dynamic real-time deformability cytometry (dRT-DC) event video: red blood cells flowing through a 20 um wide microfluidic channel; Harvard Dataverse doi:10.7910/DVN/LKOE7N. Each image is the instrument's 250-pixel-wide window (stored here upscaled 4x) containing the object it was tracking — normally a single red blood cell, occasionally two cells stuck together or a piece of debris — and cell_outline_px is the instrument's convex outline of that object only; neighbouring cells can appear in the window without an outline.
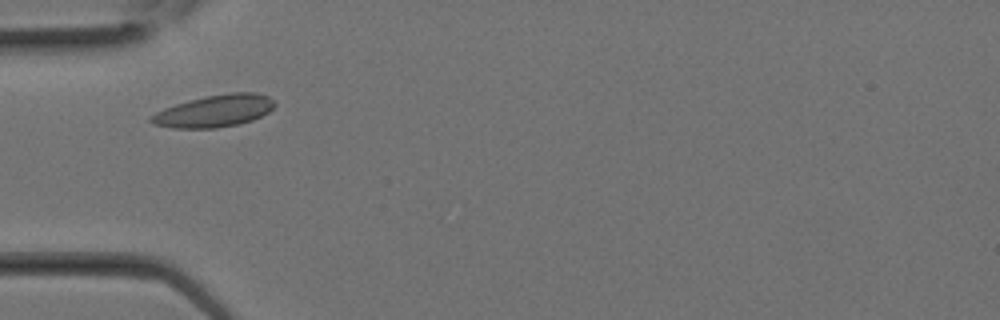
{"species": "Egyptian fruit bat (a non-hibernating species)", "species_latin": "Rousettus aegyptiacus", "temperature_condition": "room temperature", "stored_images_in_passage": 7, "camera_frame_rate_fps": 3000, "um_per_image_px": 0.085, "animal": {"sex": "female"}, "frame": {"image": 1, "passage_image": 4, "time_ms": 1.0, "image_size_px": [1000, 320], "cell_outline_px": [[276, 104], [268, 112], [252, 120], [236, 124], [216, 128], [172, 128], [152, 124], [148, 120], [148, 116], [164, 108], [176, 104], [204, 96], [232, 92], [256, 92], [268, 96], [276, 100]], "centroid_in_image_um": [18.21, 9.42], "position_along_channel_um": 66.8, "area_um2": 23.24}}
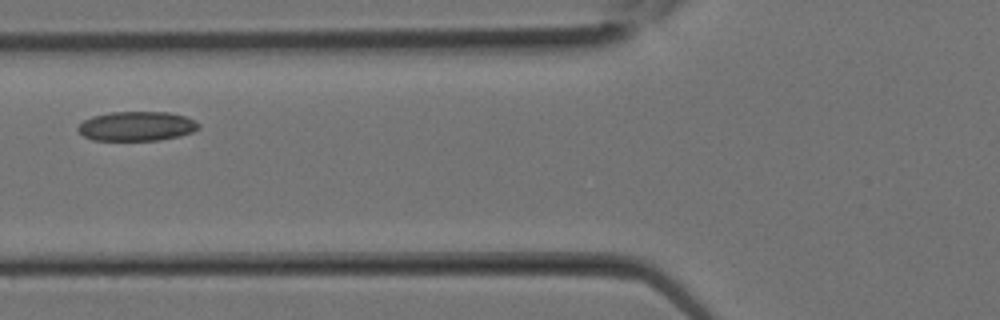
{"frame": {"image": 2, "passage_image": 6, "time_ms": 1.667, "image_size_px": [1000, 320], "cell_outline_px": [[200, 128], [192, 132], [180, 136], [160, 140], [92, 140], [84, 136], [76, 128], [84, 120], [92, 116], [112, 112], [168, 112], [184, 116], [200, 124]], "centroid_in_image_um": [11.62, 10.73], "position_along_channel_um": 114.2, "area_um2": 20.63}}